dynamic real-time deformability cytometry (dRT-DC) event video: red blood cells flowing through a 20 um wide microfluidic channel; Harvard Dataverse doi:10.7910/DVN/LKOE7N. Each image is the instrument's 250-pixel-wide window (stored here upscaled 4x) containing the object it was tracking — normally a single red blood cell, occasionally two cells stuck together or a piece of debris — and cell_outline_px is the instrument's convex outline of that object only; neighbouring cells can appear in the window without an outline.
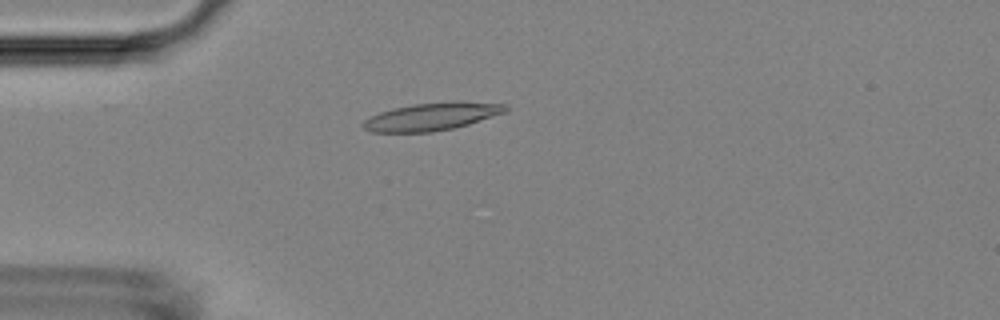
{"species": "Egyptian fruit bat (a non-hibernating species)", "species_latin": "Rousettus aegyptiacus", "temperature_condition": "room temperature", "stored_images_in_passage": 27, "camera_frame_rate_fps": 3000, "um_per_image_px": 0.085, "animal": {"sex": "female"}, "frame": {"image": 1, "passage_image": 4, "time_ms": 1.0, "image_size_px": [1000, 320], "cell_outline_px": [[508, 112], [468, 124], [452, 128], [432, 132], [372, 132], [364, 128], [360, 124], [364, 120], [380, 112], [392, 108], [412, 104], [456, 100], [508, 104]], "centroid_in_image_um": [36.75, 9.89], "position_along_channel_um": 48.2, "area_um2": 23.29}}
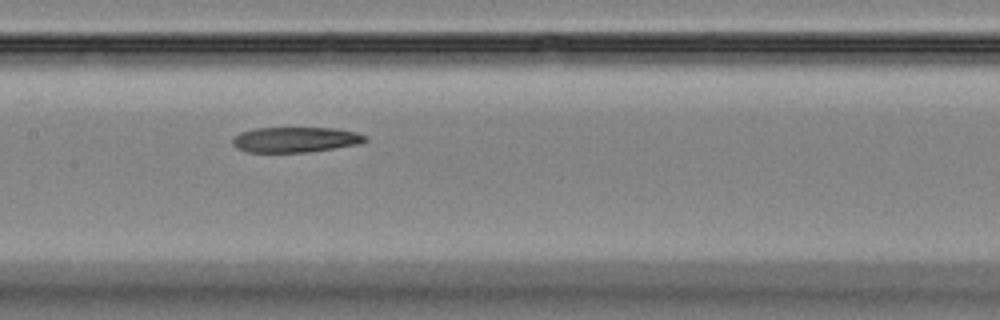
{"frame": {"image": 2, "passage_image": 16, "time_ms": 5.0, "image_size_px": [1000, 320], "cell_outline_px": [[368, 140], [356, 144], [308, 152], [248, 152], [236, 148], [232, 144], [232, 136], [240, 132], [252, 128], [336, 128], [356, 132], [368, 136]], "centroid_in_image_um": [25.06, 11.86], "position_along_channel_um": 182.3, "area_um2": 19.65}}
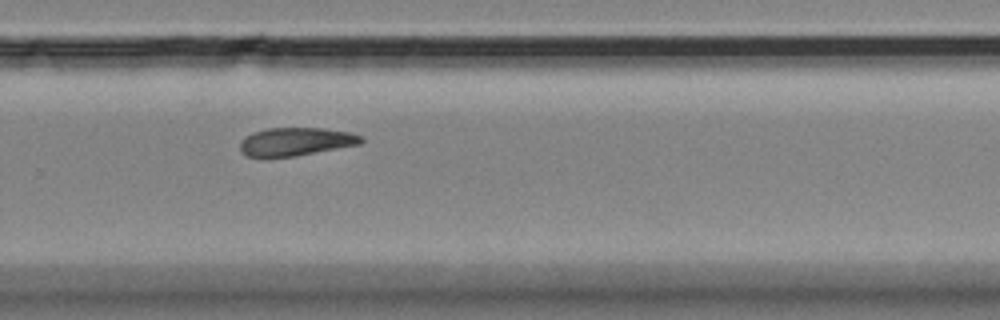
{"frame": {"image": 3, "passage_image": 26, "time_ms": 8.333, "image_size_px": [1000, 320], "cell_outline_px": [[364, 140], [360, 144], [292, 156], [268, 160], [244, 156], [240, 152], [240, 140], [244, 136], [252, 132], [268, 128], [324, 128], [352, 132], [360, 136]], "centroid_in_image_um": [25.03, 12.06], "position_along_channel_um": 304.8, "area_um2": 20.46}}